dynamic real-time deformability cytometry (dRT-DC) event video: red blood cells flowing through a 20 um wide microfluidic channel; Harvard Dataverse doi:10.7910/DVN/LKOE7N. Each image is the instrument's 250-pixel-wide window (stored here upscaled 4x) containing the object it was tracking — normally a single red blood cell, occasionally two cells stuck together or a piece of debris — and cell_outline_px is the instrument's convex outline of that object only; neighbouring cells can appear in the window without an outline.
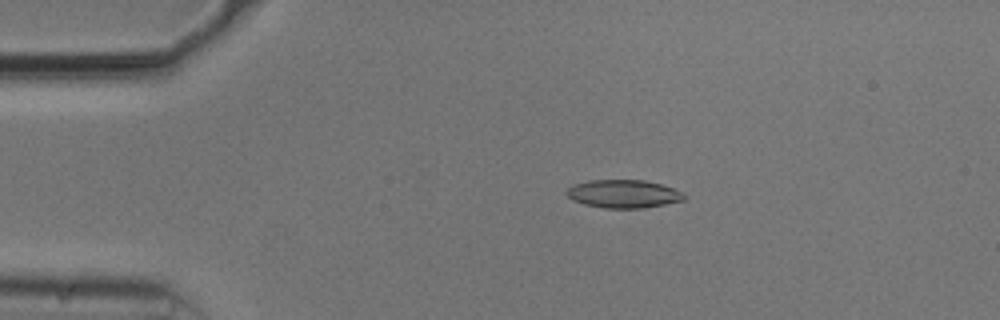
{"species": "common noctule bat (a hibernating species)", "species_latin": "Nyctalus noctula", "temperature_condition": "cold", "stored_images_in_passage": 46, "camera_frame_rate_fps": 3000, "um_per_image_px": 0.085, "animal": {"sex": "male", "body_mass_g": 20.5, "forearm_length_mm": 52.5}, "frame": {"image": 1, "passage_image": 3, "time_ms": 0.667, "image_size_px": [1000, 320], "cell_outline_px": [[684, 200], [644, 208], [604, 208], [584, 204], [572, 200], [564, 192], [572, 184], [588, 180], [644, 180], [676, 188], [684, 196]], "centroid_in_image_um": [52.95, 16.47], "position_along_channel_um": 32.1, "area_um2": 19.31}}
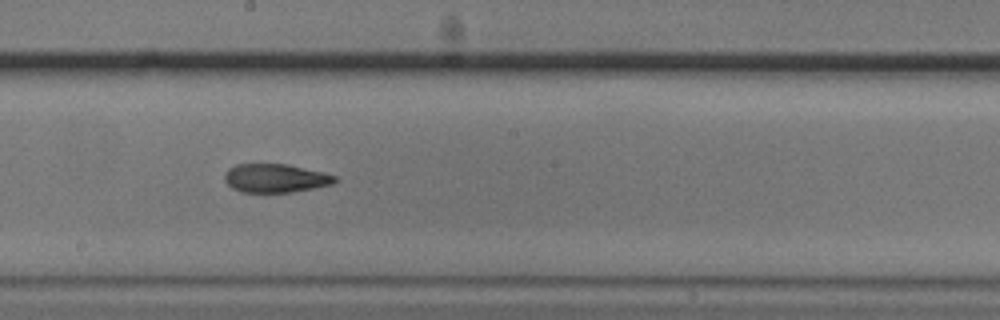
{"frame": {"image": 2, "passage_image": 22, "time_ms": 7.0, "image_size_px": [1000, 320], "cell_outline_px": [[336, 180], [332, 184], [292, 192], [240, 192], [232, 188], [224, 180], [224, 172], [228, 168], [236, 164], [288, 164], [324, 172], [336, 176]], "centroid_in_image_um": [23.37, 15.14], "position_along_channel_um": 224.8, "area_um2": 18.44}}
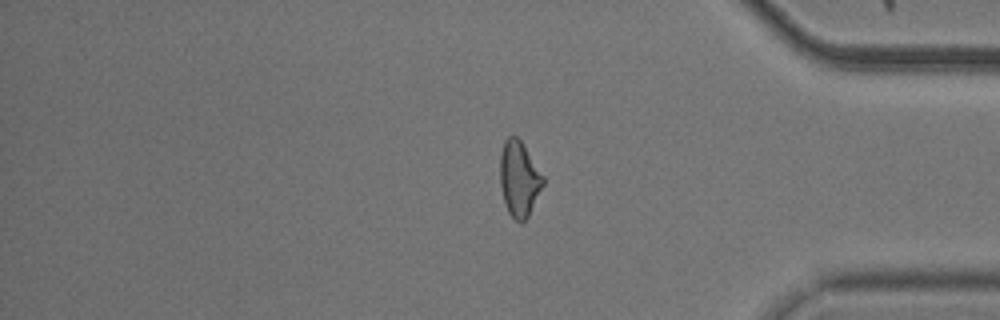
{"frame": {"image": 3, "passage_image": 37, "time_ms": 12.0, "image_size_px": [1000, 320], "cell_outline_px": [[544, 184], [528, 216], [520, 224], [508, 212], [504, 204], [500, 184], [500, 156], [504, 140], [508, 136], [516, 136], [520, 140], [544, 176]], "centroid_in_image_um": [44.11, 15.2], "position_along_channel_um": 391.1, "area_um2": 18.84}, "authors_computed_cell_mechanics": {"area_um2": 19.2763, "velocity_mm_per_s": 3.756, "shape_relaxation_time_tau1_ms": null, "shape_relaxation_time_tau2_ms": 2.9334, "deformation_change_tau1": null, "deformation_change_tau2": 0.1123}}